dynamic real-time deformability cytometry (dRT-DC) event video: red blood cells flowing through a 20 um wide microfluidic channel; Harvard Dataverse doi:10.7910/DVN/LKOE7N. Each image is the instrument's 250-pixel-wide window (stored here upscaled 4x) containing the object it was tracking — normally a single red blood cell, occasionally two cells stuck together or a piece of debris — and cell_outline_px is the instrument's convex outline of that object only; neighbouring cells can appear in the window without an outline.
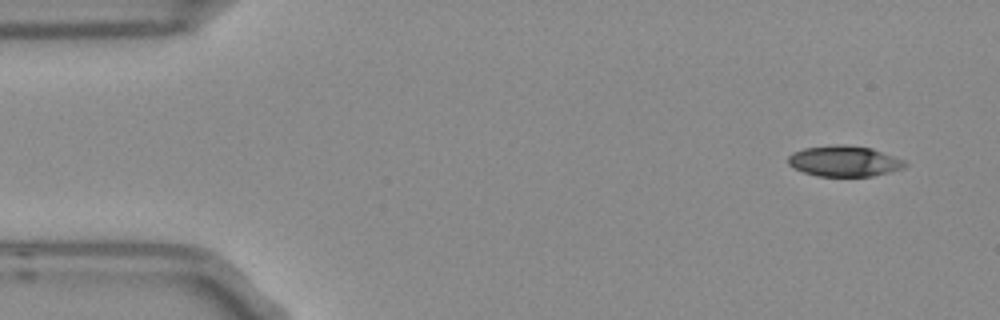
{"species": "Egyptian fruit bat (a non-hibernating species)", "species_latin": "Rousettus aegyptiacus", "temperature_condition": "room temperature", "stored_images_in_passage": 4, "camera_frame_rate_fps": 3000, "um_per_image_px": 0.085, "frame": {"image": 1, "passage_image": 1, "time_ms": 0.0, "image_size_px": [1000, 320], "cell_outline_px": [[908, 164], [904, 168], [872, 176], [816, 176], [804, 172], [788, 164], [788, 156], [792, 152], [804, 148], [836, 144], [844, 144], [872, 148], [904, 160]], "centroid_in_image_um": [71.76, 13.69], "position_along_channel_um": 13.2, "area_um2": 20.92}}
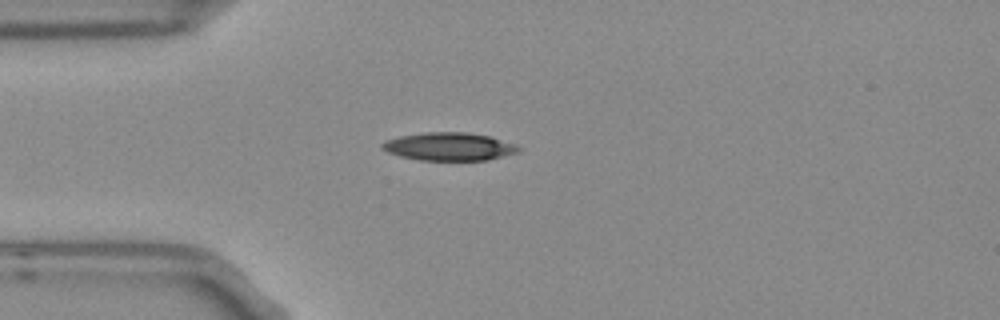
{"frame": {"image": 2, "passage_image": 4, "time_ms": 1.0, "image_size_px": [1000, 320], "cell_outline_px": [[520, 152], [488, 160], [420, 160], [400, 156], [388, 152], [380, 148], [380, 144], [384, 140], [400, 136], [424, 132], [468, 132], [488, 136], [516, 144], [520, 148]], "centroid_in_image_um": [38.16, 12.45], "position_along_channel_um": 46.8, "area_um2": 22.37}}